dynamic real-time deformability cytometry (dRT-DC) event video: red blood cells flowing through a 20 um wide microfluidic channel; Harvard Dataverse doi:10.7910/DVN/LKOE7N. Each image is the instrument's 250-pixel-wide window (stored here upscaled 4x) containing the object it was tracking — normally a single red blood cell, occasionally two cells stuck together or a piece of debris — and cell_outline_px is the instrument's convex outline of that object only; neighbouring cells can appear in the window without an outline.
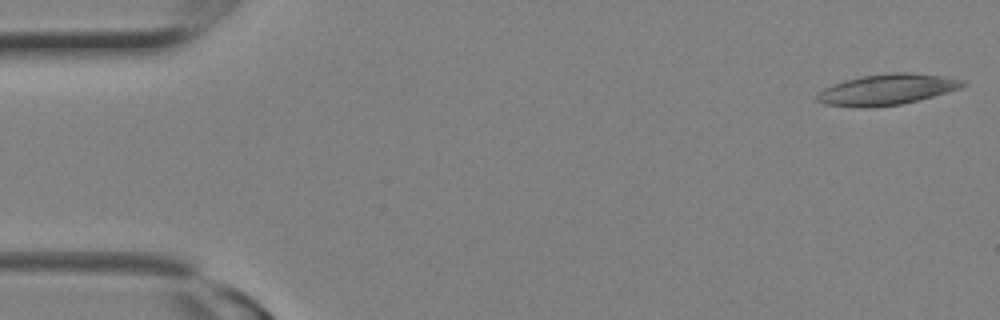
{"species": "Egyptian fruit bat (a non-hibernating species)", "species_latin": "Rousettus aegyptiacus", "temperature_condition": "room temperature", "stored_images_in_passage": 13, "camera_frame_rate_fps": 3000, "um_per_image_px": 0.085, "animal": {"sex": "female"}, "frame": {"image": 1, "passage_image": 1, "time_ms": 0.0, "image_size_px": [1000, 320], "cell_outline_px": [[968, 84], [960, 88], [932, 96], [900, 104], [872, 108], [856, 108], [824, 104], [816, 100], [816, 96], [824, 88], [832, 84], [844, 80], [864, 76], [892, 72], [908, 72], [944, 76], [964, 80]], "centroid_in_image_um": [75.36, 7.61], "position_along_channel_um": 9.6, "area_um2": 26.18}}
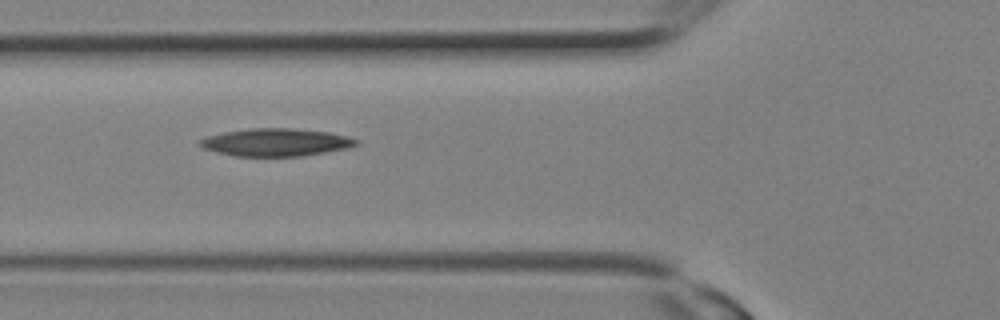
{"frame": {"image": 2, "passage_image": 9, "time_ms": 2.667, "image_size_px": [1000, 320], "cell_outline_px": [[360, 144], [348, 148], [304, 156], [232, 156], [216, 152], [204, 148], [196, 144], [200, 140], [208, 136], [224, 132], [252, 128], [292, 128], [328, 132], [348, 136], [360, 140]], "centroid_in_image_um": [23.48, 12.1], "position_along_channel_um": 102.3, "area_um2": 25.37}}
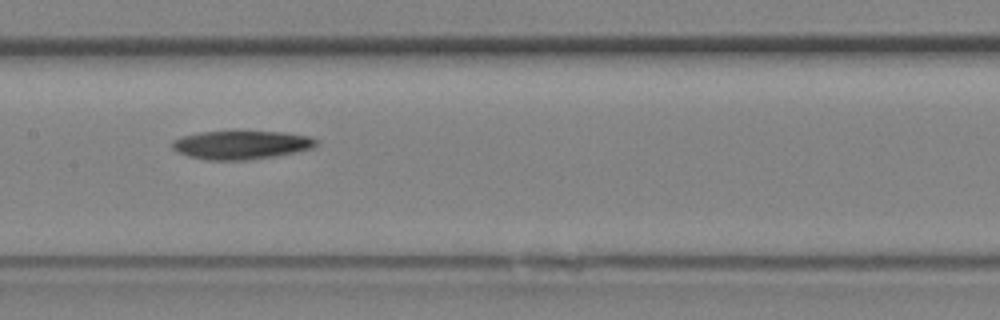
{"frame": {"image": 3, "passage_image": 12, "time_ms": 3.667, "image_size_px": [1000, 320], "cell_outline_px": [[320, 144], [316, 148], [276, 156], [248, 160], [208, 160], [188, 156], [176, 152], [172, 148], [172, 140], [184, 136], [200, 132], [232, 128], [284, 132], [308, 136], [320, 140]], "centroid_in_image_um": [20.55, 12.27], "position_along_channel_um": 186.8, "area_um2": 25.32}}